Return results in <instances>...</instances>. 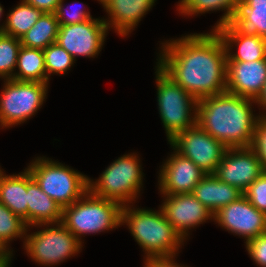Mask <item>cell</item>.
<instances>
[{"instance_id": "cell-8", "label": "cell", "mask_w": 266, "mask_h": 267, "mask_svg": "<svg viewBox=\"0 0 266 267\" xmlns=\"http://www.w3.org/2000/svg\"><path fill=\"white\" fill-rule=\"evenodd\" d=\"M33 227L42 229L28 233L31 229L28 227L23 248L27 256L32 259L31 261L41 266L50 267L61 264L66 259L78 255L82 250L83 244L62 223Z\"/></svg>"}, {"instance_id": "cell-27", "label": "cell", "mask_w": 266, "mask_h": 267, "mask_svg": "<svg viewBox=\"0 0 266 267\" xmlns=\"http://www.w3.org/2000/svg\"><path fill=\"white\" fill-rule=\"evenodd\" d=\"M27 229L25 221L0 202V240L8 249L10 242L17 238L24 244Z\"/></svg>"}, {"instance_id": "cell-40", "label": "cell", "mask_w": 266, "mask_h": 267, "mask_svg": "<svg viewBox=\"0 0 266 267\" xmlns=\"http://www.w3.org/2000/svg\"><path fill=\"white\" fill-rule=\"evenodd\" d=\"M4 7L0 4V21L2 20V16L4 14ZM5 26V21L2 23V25H0V29L3 31Z\"/></svg>"}, {"instance_id": "cell-32", "label": "cell", "mask_w": 266, "mask_h": 267, "mask_svg": "<svg viewBox=\"0 0 266 267\" xmlns=\"http://www.w3.org/2000/svg\"><path fill=\"white\" fill-rule=\"evenodd\" d=\"M245 247L251 260H253L257 266L266 267V233L248 240L245 243Z\"/></svg>"}, {"instance_id": "cell-22", "label": "cell", "mask_w": 266, "mask_h": 267, "mask_svg": "<svg viewBox=\"0 0 266 267\" xmlns=\"http://www.w3.org/2000/svg\"><path fill=\"white\" fill-rule=\"evenodd\" d=\"M241 0H180L177 10L181 16H198L204 13L224 11L211 30L231 23L237 13Z\"/></svg>"}, {"instance_id": "cell-26", "label": "cell", "mask_w": 266, "mask_h": 267, "mask_svg": "<svg viewBox=\"0 0 266 267\" xmlns=\"http://www.w3.org/2000/svg\"><path fill=\"white\" fill-rule=\"evenodd\" d=\"M232 23L242 31L266 38V7H238Z\"/></svg>"}, {"instance_id": "cell-31", "label": "cell", "mask_w": 266, "mask_h": 267, "mask_svg": "<svg viewBox=\"0 0 266 267\" xmlns=\"http://www.w3.org/2000/svg\"><path fill=\"white\" fill-rule=\"evenodd\" d=\"M243 195L260 212L266 214V172L259 176L244 192Z\"/></svg>"}, {"instance_id": "cell-17", "label": "cell", "mask_w": 266, "mask_h": 267, "mask_svg": "<svg viewBox=\"0 0 266 267\" xmlns=\"http://www.w3.org/2000/svg\"><path fill=\"white\" fill-rule=\"evenodd\" d=\"M157 0H100L108 17L103 20L107 28L114 29L121 37H126L137 28L142 18Z\"/></svg>"}, {"instance_id": "cell-38", "label": "cell", "mask_w": 266, "mask_h": 267, "mask_svg": "<svg viewBox=\"0 0 266 267\" xmlns=\"http://www.w3.org/2000/svg\"><path fill=\"white\" fill-rule=\"evenodd\" d=\"M13 255L0 256V267H10Z\"/></svg>"}, {"instance_id": "cell-37", "label": "cell", "mask_w": 266, "mask_h": 267, "mask_svg": "<svg viewBox=\"0 0 266 267\" xmlns=\"http://www.w3.org/2000/svg\"><path fill=\"white\" fill-rule=\"evenodd\" d=\"M239 7H266V0H241Z\"/></svg>"}, {"instance_id": "cell-1", "label": "cell", "mask_w": 266, "mask_h": 267, "mask_svg": "<svg viewBox=\"0 0 266 267\" xmlns=\"http://www.w3.org/2000/svg\"><path fill=\"white\" fill-rule=\"evenodd\" d=\"M156 64L197 100L226 92L227 54L215 30L161 42Z\"/></svg>"}, {"instance_id": "cell-10", "label": "cell", "mask_w": 266, "mask_h": 267, "mask_svg": "<svg viewBox=\"0 0 266 267\" xmlns=\"http://www.w3.org/2000/svg\"><path fill=\"white\" fill-rule=\"evenodd\" d=\"M168 143L177 153L193 161L206 174L215 173L227 149L198 124L177 133Z\"/></svg>"}, {"instance_id": "cell-7", "label": "cell", "mask_w": 266, "mask_h": 267, "mask_svg": "<svg viewBox=\"0 0 266 267\" xmlns=\"http://www.w3.org/2000/svg\"><path fill=\"white\" fill-rule=\"evenodd\" d=\"M158 111L167 141L197 124L198 100L186 92L157 64L155 66Z\"/></svg>"}, {"instance_id": "cell-25", "label": "cell", "mask_w": 266, "mask_h": 267, "mask_svg": "<svg viewBox=\"0 0 266 267\" xmlns=\"http://www.w3.org/2000/svg\"><path fill=\"white\" fill-rule=\"evenodd\" d=\"M6 15L3 34L20 39L41 17L43 12L20 0Z\"/></svg>"}, {"instance_id": "cell-14", "label": "cell", "mask_w": 266, "mask_h": 267, "mask_svg": "<svg viewBox=\"0 0 266 267\" xmlns=\"http://www.w3.org/2000/svg\"><path fill=\"white\" fill-rule=\"evenodd\" d=\"M160 205L166 219L184 241L193 228L206 221H213V213L209 211L192 193L162 195Z\"/></svg>"}, {"instance_id": "cell-4", "label": "cell", "mask_w": 266, "mask_h": 267, "mask_svg": "<svg viewBox=\"0 0 266 267\" xmlns=\"http://www.w3.org/2000/svg\"><path fill=\"white\" fill-rule=\"evenodd\" d=\"M122 205L98 197L89 190L70 206L63 208L62 224L83 244L82 237L121 227Z\"/></svg>"}, {"instance_id": "cell-18", "label": "cell", "mask_w": 266, "mask_h": 267, "mask_svg": "<svg viewBox=\"0 0 266 267\" xmlns=\"http://www.w3.org/2000/svg\"><path fill=\"white\" fill-rule=\"evenodd\" d=\"M215 31L225 45L227 61L249 62L266 59L265 38L242 31L232 22L218 27Z\"/></svg>"}, {"instance_id": "cell-19", "label": "cell", "mask_w": 266, "mask_h": 267, "mask_svg": "<svg viewBox=\"0 0 266 267\" xmlns=\"http://www.w3.org/2000/svg\"><path fill=\"white\" fill-rule=\"evenodd\" d=\"M27 226L62 222V207L41 190L27 169Z\"/></svg>"}, {"instance_id": "cell-5", "label": "cell", "mask_w": 266, "mask_h": 267, "mask_svg": "<svg viewBox=\"0 0 266 267\" xmlns=\"http://www.w3.org/2000/svg\"><path fill=\"white\" fill-rule=\"evenodd\" d=\"M139 154L121 155L95 181L89 178V191L123 205L134 204L143 188V170ZM134 202V203H133Z\"/></svg>"}, {"instance_id": "cell-16", "label": "cell", "mask_w": 266, "mask_h": 267, "mask_svg": "<svg viewBox=\"0 0 266 267\" xmlns=\"http://www.w3.org/2000/svg\"><path fill=\"white\" fill-rule=\"evenodd\" d=\"M266 82V59L227 61L226 92L256 100Z\"/></svg>"}, {"instance_id": "cell-20", "label": "cell", "mask_w": 266, "mask_h": 267, "mask_svg": "<svg viewBox=\"0 0 266 267\" xmlns=\"http://www.w3.org/2000/svg\"><path fill=\"white\" fill-rule=\"evenodd\" d=\"M192 194L214 215L220 208L243 195L237 187L220 181L214 174H206Z\"/></svg>"}, {"instance_id": "cell-15", "label": "cell", "mask_w": 266, "mask_h": 267, "mask_svg": "<svg viewBox=\"0 0 266 267\" xmlns=\"http://www.w3.org/2000/svg\"><path fill=\"white\" fill-rule=\"evenodd\" d=\"M173 152L160 166L158 189L162 195L192 193L206 175L193 161Z\"/></svg>"}, {"instance_id": "cell-6", "label": "cell", "mask_w": 266, "mask_h": 267, "mask_svg": "<svg viewBox=\"0 0 266 267\" xmlns=\"http://www.w3.org/2000/svg\"><path fill=\"white\" fill-rule=\"evenodd\" d=\"M41 190L62 209L89 190V177L51 158L35 157L26 167Z\"/></svg>"}, {"instance_id": "cell-30", "label": "cell", "mask_w": 266, "mask_h": 267, "mask_svg": "<svg viewBox=\"0 0 266 267\" xmlns=\"http://www.w3.org/2000/svg\"><path fill=\"white\" fill-rule=\"evenodd\" d=\"M73 4L76 7L78 3L76 4V2H73ZM81 4H79L77 8L73 9L72 11L71 10L67 11L65 9H67V7L70 5H67L65 8L64 0H61V2L58 4L57 9L55 11V15L59 22V26L82 23L84 21L92 19L93 17L91 16L89 9H87L86 11L84 4L83 5Z\"/></svg>"}, {"instance_id": "cell-12", "label": "cell", "mask_w": 266, "mask_h": 267, "mask_svg": "<svg viewBox=\"0 0 266 267\" xmlns=\"http://www.w3.org/2000/svg\"><path fill=\"white\" fill-rule=\"evenodd\" d=\"M213 221L222 229L242 237L244 243L266 233V214L254 207L244 195L214 213Z\"/></svg>"}, {"instance_id": "cell-9", "label": "cell", "mask_w": 266, "mask_h": 267, "mask_svg": "<svg viewBox=\"0 0 266 267\" xmlns=\"http://www.w3.org/2000/svg\"><path fill=\"white\" fill-rule=\"evenodd\" d=\"M0 95V128L23 124L41 109L49 83L3 80Z\"/></svg>"}, {"instance_id": "cell-33", "label": "cell", "mask_w": 266, "mask_h": 267, "mask_svg": "<svg viewBox=\"0 0 266 267\" xmlns=\"http://www.w3.org/2000/svg\"><path fill=\"white\" fill-rule=\"evenodd\" d=\"M252 148L255 150L266 172V117H261L257 123Z\"/></svg>"}, {"instance_id": "cell-24", "label": "cell", "mask_w": 266, "mask_h": 267, "mask_svg": "<svg viewBox=\"0 0 266 267\" xmlns=\"http://www.w3.org/2000/svg\"><path fill=\"white\" fill-rule=\"evenodd\" d=\"M59 22L55 13H43L37 22L20 38L21 46L46 49L56 42Z\"/></svg>"}, {"instance_id": "cell-11", "label": "cell", "mask_w": 266, "mask_h": 267, "mask_svg": "<svg viewBox=\"0 0 266 267\" xmlns=\"http://www.w3.org/2000/svg\"><path fill=\"white\" fill-rule=\"evenodd\" d=\"M108 31L103 18H92L82 23L59 26L56 43L75 61L78 56L95 58L103 49Z\"/></svg>"}, {"instance_id": "cell-28", "label": "cell", "mask_w": 266, "mask_h": 267, "mask_svg": "<svg viewBox=\"0 0 266 267\" xmlns=\"http://www.w3.org/2000/svg\"><path fill=\"white\" fill-rule=\"evenodd\" d=\"M21 41L13 36L1 34L0 36V79L8 80L14 77L17 70V56Z\"/></svg>"}, {"instance_id": "cell-13", "label": "cell", "mask_w": 266, "mask_h": 267, "mask_svg": "<svg viewBox=\"0 0 266 267\" xmlns=\"http://www.w3.org/2000/svg\"><path fill=\"white\" fill-rule=\"evenodd\" d=\"M264 172L255 150L239 147L226 149L214 175L244 192Z\"/></svg>"}, {"instance_id": "cell-23", "label": "cell", "mask_w": 266, "mask_h": 267, "mask_svg": "<svg viewBox=\"0 0 266 267\" xmlns=\"http://www.w3.org/2000/svg\"><path fill=\"white\" fill-rule=\"evenodd\" d=\"M18 69L12 79L17 81L48 83L42 49L21 46L18 51Z\"/></svg>"}, {"instance_id": "cell-36", "label": "cell", "mask_w": 266, "mask_h": 267, "mask_svg": "<svg viewBox=\"0 0 266 267\" xmlns=\"http://www.w3.org/2000/svg\"><path fill=\"white\" fill-rule=\"evenodd\" d=\"M257 107H261L262 111H259L261 117H266V82L259 97L255 100Z\"/></svg>"}, {"instance_id": "cell-2", "label": "cell", "mask_w": 266, "mask_h": 267, "mask_svg": "<svg viewBox=\"0 0 266 267\" xmlns=\"http://www.w3.org/2000/svg\"><path fill=\"white\" fill-rule=\"evenodd\" d=\"M254 105L255 100L228 92L204 97L198 100L197 124L226 148L252 147L261 118Z\"/></svg>"}, {"instance_id": "cell-29", "label": "cell", "mask_w": 266, "mask_h": 267, "mask_svg": "<svg viewBox=\"0 0 266 267\" xmlns=\"http://www.w3.org/2000/svg\"><path fill=\"white\" fill-rule=\"evenodd\" d=\"M43 53L48 83L51 74L52 76L53 74L61 76L76 63L74 58L56 42L43 49Z\"/></svg>"}, {"instance_id": "cell-34", "label": "cell", "mask_w": 266, "mask_h": 267, "mask_svg": "<svg viewBox=\"0 0 266 267\" xmlns=\"http://www.w3.org/2000/svg\"><path fill=\"white\" fill-rule=\"evenodd\" d=\"M175 257H164V258H152L146 259L144 261L143 267H187L183 264H179L176 262Z\"/></svg>"}, {"instance_id": "cell-39", "label": "cell", "mask_w": 266, "mask_h": 267, "mask_svg": "<svg viewBox=\"0 0 266 267\" xmlns=\"http://www.w3.org/2000/svg\"><path fill=\"white\" fill-rule=\"evenodd\" d=\"M13 251L12 249H8L0 240V256L13 255Z\"/></svg>"}, {"instance_id": "cell-3", "label": "cell", "mask_w": 266, "mask_h": 267, "mask_svg": "<svg viewBox=\"0 0 266 267\" xmlns=\"http://www.w3.org/2000/svg\"><path fill=\"white\" fill-rule=\"evenodd\" d=\"M122 225L128 226L133 239L143 249L144 260L178 256L184 244V240L166 219L161 207L159 210H153L135 208L133 204L123 205Z\"/></svg>"}, {"instance_id": "cell-21", "label": "cell", "mask_w": 266, "mask_h": 267, "mask_svg": "<svg viewBox=\"0 0 266 267\" xmlns=\"http://www.w3.org/2000/svg\"><path fill=\"white\" fill-rule=\"evenodd\" d=\"M4 172L0 167V202L27 225V168L18 174L7 175Z\"/></svg>"}, {"instance_id": "cell-35", "label": "cell", "mask_w": 266, "mask_h": 267, "mask_svg": "<svg viewBox=\"0 0 266 267\" xmlns=\"http://www.w3.org/2000/svg\"><path fill=\"white\" fill-rule=\"evenodd\" d=\"M27 3L41 10L43 13H55L61 0H25Z\"/></svg>"}]
</instances>
